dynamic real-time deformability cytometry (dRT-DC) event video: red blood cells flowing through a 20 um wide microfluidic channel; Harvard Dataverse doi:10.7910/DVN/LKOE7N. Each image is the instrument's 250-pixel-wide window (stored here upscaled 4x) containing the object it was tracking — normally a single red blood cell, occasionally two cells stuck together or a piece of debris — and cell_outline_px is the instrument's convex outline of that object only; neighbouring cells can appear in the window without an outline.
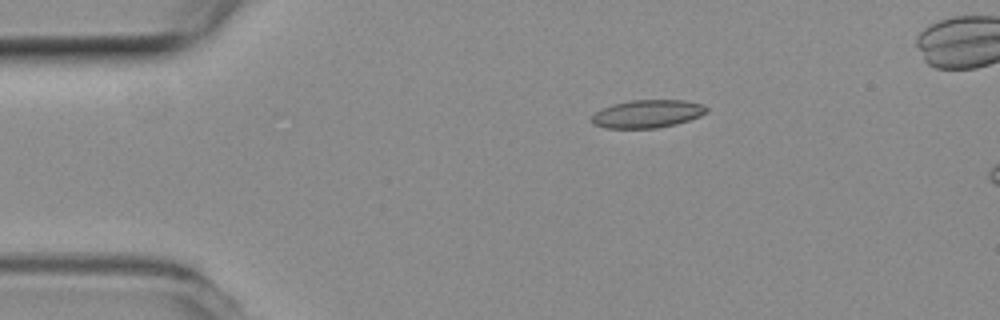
{"species": "common noctule bat (a hibernating species)", "species_latin": "Nyctalus noctula", "temperature_condition": "room temperature", "stored_images_in_passage": 5, "camera_frame_rate_fps": 3000, "um_per_image_px": 0.085, "animal": {"sex": "female", "body_mass_g": 19.3, "forearm_length_mm": 54.1}, "frame": {"image": 1, "passage_image": 3, "time_ms": 0.667, "image_size_px": [1000, 320], "cell_outline_px": [[708, 112], [700, 116], [676, 124], [656, 128], [604, 128], [592, 124], [592, 116], [596, 112], [612, 104], [632, 100], [684, 100], [704, 104], [708, 108]], "centroid_in_image_um": [55.05, 9.67], "position_along_channel_um": 29.9, "area_um2": 18.73}}